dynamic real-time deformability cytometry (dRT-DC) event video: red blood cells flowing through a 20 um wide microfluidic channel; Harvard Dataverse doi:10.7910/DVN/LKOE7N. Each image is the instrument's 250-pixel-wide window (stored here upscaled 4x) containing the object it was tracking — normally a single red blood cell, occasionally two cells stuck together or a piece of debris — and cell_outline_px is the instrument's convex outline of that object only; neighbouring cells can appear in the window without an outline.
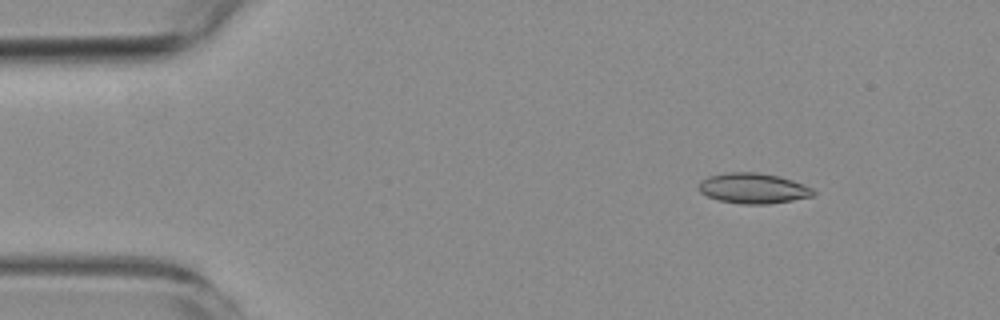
{"species": "common noctule bat (a hibernating species)", "species_latin": "Nyctalus noctula", "temperature_condition": "room temperature", "stored_images_in_passage": 3, "camera_frame_rate_fps": 3000, "um_per_image_px": 0.085, "animal": {"sex": "female", "body_mass_g": 19.3, "forearm_length_mm": 54.1}, "frame": {"image": 1, "passage_image": 1, "time_ms": 0.0, "image_size_px": [1000, 320], "cell_outline_px": [[816, 192], [812, 196], [792, 200], [768, 204], [740, 204], [720, 200], [708, 196], [700, 192], [700, 180], [708, 176], [728, 172], [756, 172], [776, 176], [792, 180], [804, 184], [812, 188]], "centroid_in_image_um": [64.02, 16.0], "position_along_channel_um": 21.0, "area_um2": 20.11}}